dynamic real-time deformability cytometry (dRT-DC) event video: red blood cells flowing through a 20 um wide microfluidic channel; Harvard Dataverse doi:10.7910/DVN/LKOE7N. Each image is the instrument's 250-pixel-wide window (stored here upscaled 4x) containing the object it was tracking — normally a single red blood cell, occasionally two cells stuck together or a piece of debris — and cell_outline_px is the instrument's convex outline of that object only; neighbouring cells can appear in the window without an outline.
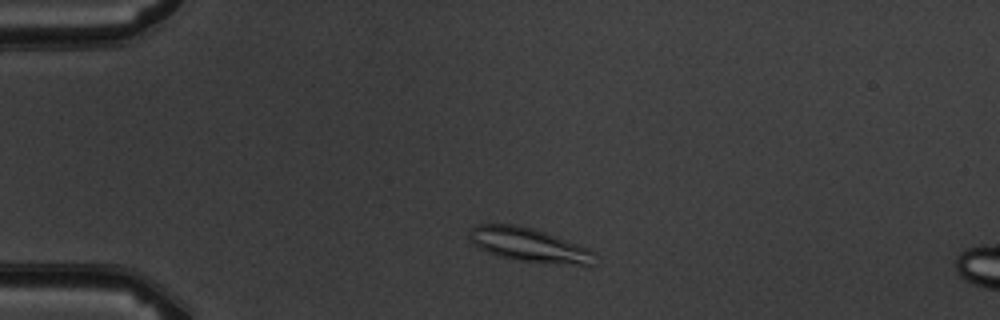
{"species": "common noctule bat (a hibernating species)", "species_latin": "Nyctalus noctula", "temperature_condition": "warm", "stored_images_in_passage": 4, "camera_frame_rate_fps": 3000, "um_per_image_px": 0.085, "animal": {"sex": "male", "body_mass_g": 19.5, "forearm_length_mm": 54.6}, "frame": {"image": 1, "passage_image": 2, "time_ms": 1.333, "image_size_px": [1000, 320], "cell_outline_px": [[596, 252], [592, 264], [588, 268], [584, 268], [516, 260], [496, 256], [472, 244], [468, 236], [468, 232], [476, 224], [516, 224], [532, 228], [556, 236], [588, 248]], "centroid_in_image_um": [45.02, 20.86], "position_along_channel_um": 40.0, "area_um2": 25.49}}